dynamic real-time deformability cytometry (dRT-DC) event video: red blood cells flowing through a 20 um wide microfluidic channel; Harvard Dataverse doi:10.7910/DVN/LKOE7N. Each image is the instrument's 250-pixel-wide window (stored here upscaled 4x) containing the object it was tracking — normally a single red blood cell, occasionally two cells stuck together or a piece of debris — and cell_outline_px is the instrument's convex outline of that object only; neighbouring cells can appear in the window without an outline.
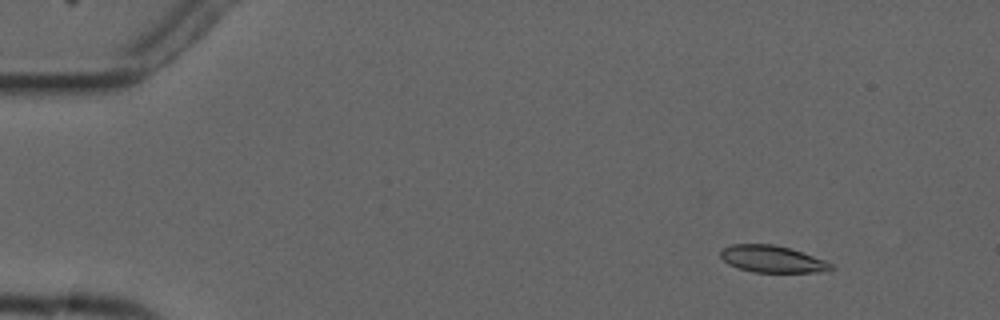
{"species": "common noctule bat (a hibernating species)", "species_latin": "Nyctalus noctula", "temperature_condition": "cold", "stored_images_in_passage": 7, "camera_frame_rate_fps": 3000, "um_per_image_px": 0.085, "animal": {"sex": "male", "forearm_length_mm": 52.5}, "frame": {"image": 1, "passage_image": 2, "time_ms": 1.333, "image_size_px": [1000, 320], "cell_outline_px": [[836, 268], [828, 272], [752, 272], [728, 264], [720, 256], [720, 252], [724, 248], [732, 244], [772, 244], [788, 248], [824, 260], [832, 264]], "centroid_in_image_um": [65.66, 22.03], "position_along_channel_um": 19.3, "area_um2": 17.17}}
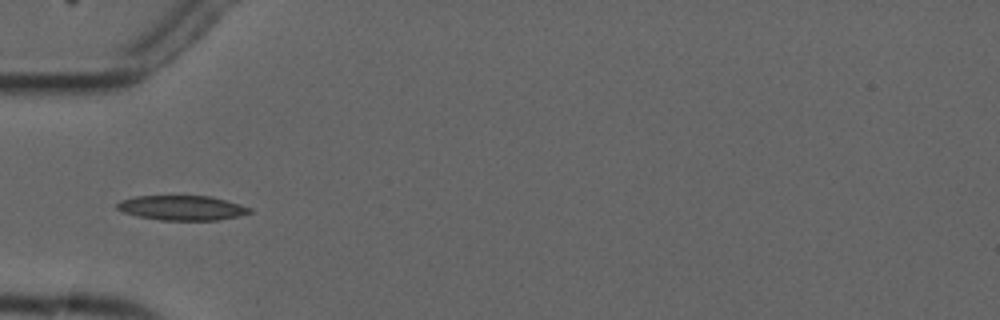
{"frame": {"image": 2, "passage_image": 5, "time_ms": 5.333, "image_size_px": [1000, 320], "cell_outline_px": [[252, 212], [240, 216], [216, 220], [160, 220], [136, 216], [124, 212], [116, 208], [116, 204], [120, 200], [136, 196], [212, 196], [240, 204], [252, 208]], "centroid_in_image_um": [15.48, 17.67], "position_along_channel_um": 69.5, "area_um2": 19.19}}
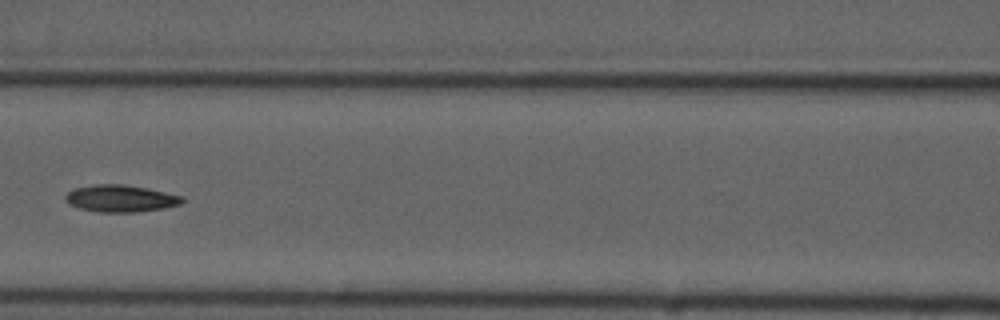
{"frame": {"image": 3, "passage_image": 7, "time_ms": 7.667, "image_size_px": [1000, 320], "cell_outline_px": [[184, 200], [180, 204], [164, 208], [136, 212], [96, 212], [80, 208], [68, 204], [64, 196], [68, 192], [76, 188], [96, 184], [124, 184], [184, 196]], "centroid_in_image_um": [10.24, 16.87], "position_along_channel_um": 156.4, "area_um2": 18.26}}